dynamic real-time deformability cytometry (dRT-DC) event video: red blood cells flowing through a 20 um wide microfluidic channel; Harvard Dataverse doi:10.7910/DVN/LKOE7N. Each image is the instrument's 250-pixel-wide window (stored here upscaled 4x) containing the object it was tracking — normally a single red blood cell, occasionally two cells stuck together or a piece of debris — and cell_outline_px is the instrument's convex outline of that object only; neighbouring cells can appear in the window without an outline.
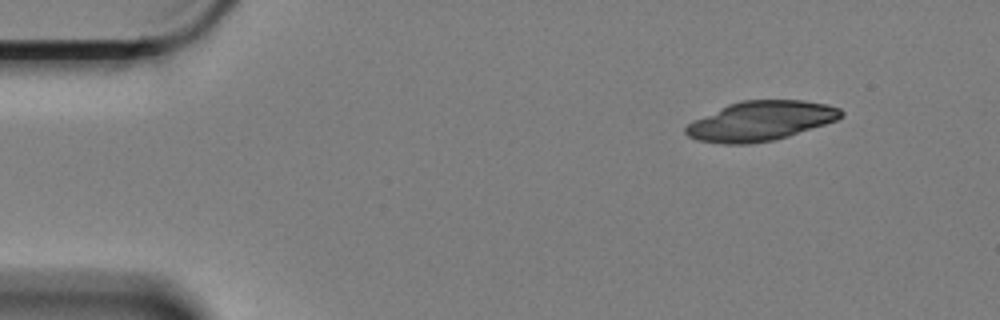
{"species": "Egyptian fruit bat (a non-hibernating species)", "species_latin": "Rousettus aegyptiacus", "temperature_condition": "cold", "stored_images_in_passage": 53, "camera_frame_rate_fps": 3000, "um_per_image_px": 0.085, "animal": {"sex": "female"}, "frame": {"image": 1, "passage_image": 1, "time_ms": 0.0, "image_size_px": [1000, 320], "cell_outline_px": [[844, 116], [836, 120], [776, 140], [748, 144], [724, 144], [696, 140], [688, 136], [684, 132], [684, 128], [688, 124], [728, 104], [740, 100], [804, 100], [828, 104], [840, 108], [844, 112]], "centroid_in_image_um": [64.68, 10.28], "position_along_channel_um": 20.3, "area_um2": 35.72}}